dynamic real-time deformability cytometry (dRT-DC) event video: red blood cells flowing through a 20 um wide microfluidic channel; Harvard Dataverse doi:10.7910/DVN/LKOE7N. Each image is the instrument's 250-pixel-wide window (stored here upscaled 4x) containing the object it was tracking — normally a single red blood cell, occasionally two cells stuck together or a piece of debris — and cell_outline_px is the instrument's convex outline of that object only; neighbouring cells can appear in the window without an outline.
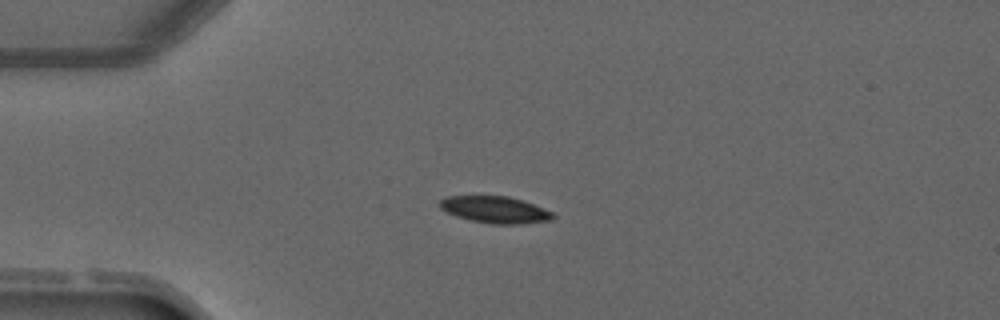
{"species": "common noctule bat (a hibernating species)", "species_latin": "Nyctalus noctula", "temperature_condition": "warm", "stored_images_in_passage": 4, "camera_frame_rate_fps": 3000, "um_per_image_px": 0.085, "animal": {"sex": "male", "forearm_length_mm": 52.5}, "frame": {"image": 1, "passage_image": 3, "time_ms": 2.333, "image_size_px": [1000, 320], "cell_outline_px": [[556, 216], [552, 220], [520, 224], [492, 224], [472, 220], [456, 216], [440, 208], [436, 204], [444, 196], [508, 196], [524, 200], [544, 208], [552, 212]], "centroid_in_image_um": [42.09, 17.81], "position_along_channel_um": 42.9, "area_um2": 17.8}}